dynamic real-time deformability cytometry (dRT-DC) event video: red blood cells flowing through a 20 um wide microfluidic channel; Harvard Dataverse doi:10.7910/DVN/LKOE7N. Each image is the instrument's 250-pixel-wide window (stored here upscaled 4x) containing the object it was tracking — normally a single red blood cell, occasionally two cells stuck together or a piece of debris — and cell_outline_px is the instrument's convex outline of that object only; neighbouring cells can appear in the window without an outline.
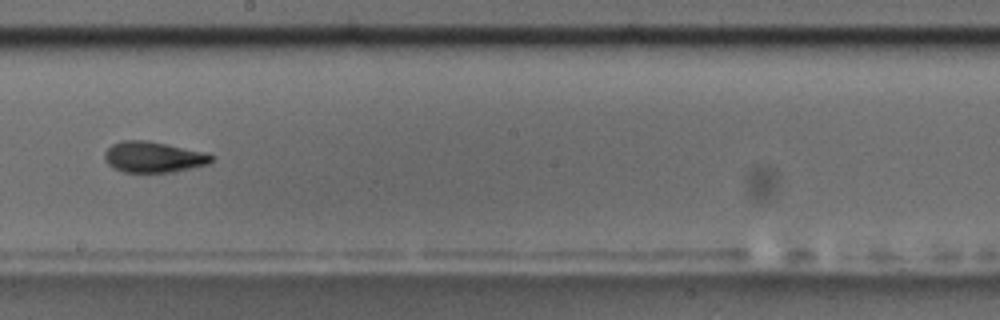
{"species": "common noctule bat (a hibernating species)", "species_latin": "Nyctalus noctula", "temperature_condition": "room temperature", "stored_images_in_passage": 12, "camera_frame_rate_fps": 3000, "um_per_image_px": 0.085, "animal": {"sex": "male", "body_mass_g": 17.5, "forearm_length_mm": 52.3}, "frame": {"image": 1, "passage_image": 6, "time_ms": 6.0, "image_size_px": [1000, 320], "cell_outline_px": [[212, 160], [208, 164], [176, 172], [124, 172], [108, 164], [104, 160], [104, 152], [112, 144], [120, 140], [144, 140], [208, 152], [212, 156]], "centroid_in_image_um": [13.04, 13.34], "position_along_channel_um": 235.2, "area_um2": 19.25}}
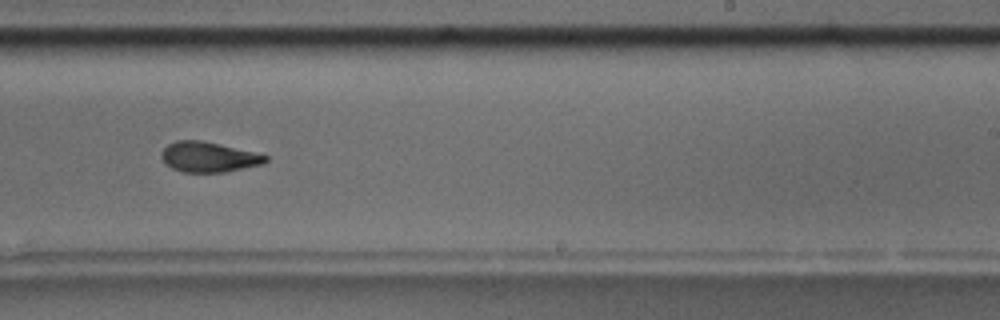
{"frame": {"image": 2, "passage_image": 7, "time_ms": 7.0, "image_size_px": [1000, 320], "cell_outline_px": [[268, 160], [264, 164], [224, 172], [184, 172], [172, 168], [160, 156], [160, 152], [168, 144], [176, 140], [200, 140], [220, 144], [268, 156]], "centroid_in_image_um": [17.72, 13.34], "position_along_channel_um": 271.3, "area_um2": 18.15}, "authors_computed_cell_mechanics": {"area_um2": 19.2474, "velocity_mm_per_s": 3.6088, "shape_relaxation_time_tau1_ms": 5.3138, "shape_relaxation_time_tau2_ms": 2.3813, "deformation_change_tau1": 0.1407, "deformation_change_tau2": 0.0714}}